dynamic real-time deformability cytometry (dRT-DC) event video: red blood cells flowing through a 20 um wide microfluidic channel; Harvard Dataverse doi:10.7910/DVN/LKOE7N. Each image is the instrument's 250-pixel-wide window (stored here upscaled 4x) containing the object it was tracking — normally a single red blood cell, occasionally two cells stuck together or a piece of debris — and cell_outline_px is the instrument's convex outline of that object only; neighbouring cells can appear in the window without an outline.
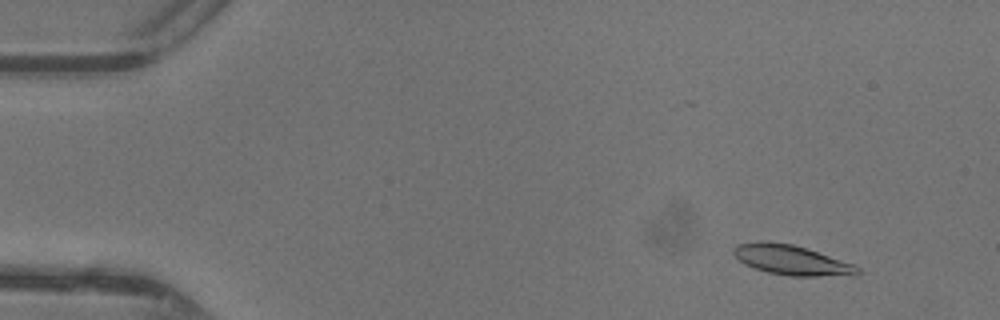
{"species": "common noctule bat (a hibernating species)", "species_latin": "Nyctalus noctula", "temperature_condition": "warm", "stored_images_in_passage": 11, "camera_frame_rate_fps": 3000, "um_per_image_px": 0.085, "animal": {"sex": "female"}, "frame": {"image": 1, "passage_image": 5, "time_ms": 1.333, "image_size_px": [1000, 320], "cell_outline_px": [[860, 272], [856, 276], [792, 276], [768, 272], [744, 264], [732, 252], [732, 248], [736, 244], [792, 244], [852, 264], [860, 268]], "centroid_in_image_um": [67.35, 22.16], "position_along_channel_um": 17.7, "area_um2": 20.58}}